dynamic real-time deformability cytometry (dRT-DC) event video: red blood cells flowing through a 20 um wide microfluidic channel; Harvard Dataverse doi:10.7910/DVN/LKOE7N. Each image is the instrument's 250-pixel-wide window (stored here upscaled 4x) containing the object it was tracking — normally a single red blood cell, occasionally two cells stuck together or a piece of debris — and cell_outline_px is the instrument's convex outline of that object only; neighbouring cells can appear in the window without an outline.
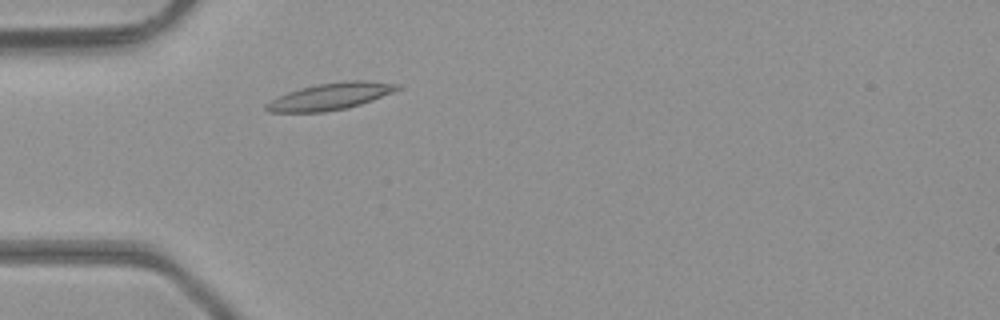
{"species": "common noctule bat (a hibernating species)", "species_latin": "Nyctalus noctula", "temperature_condition": "room temperature", "stored_images_in_passage": 2, "camera_frame_rate_fps": 3000, "um_per_image_px": 0.085, "animal": {"sex": "male", "body_mass_g": 23.1, "forearm_length_mm": 52.7}, "frame": {"image": 1, "passage_image": 2, "time_ms": 0.333, "image_size_px": [1000, 320], "cell_outline_px": [[400, 88], [392, 92], [372, 100], [348, 108], [324, 112], [268, 112], [264, 108], [264, 104], [268, 100], [276, 96], [300, 88], [316, 84], [348, 80], [368, 80], [400, 84]], "centroid_in_image_um": [28.02, 8.19], "position_along_channel_um": 57.0, "area_um2": 20.69}}